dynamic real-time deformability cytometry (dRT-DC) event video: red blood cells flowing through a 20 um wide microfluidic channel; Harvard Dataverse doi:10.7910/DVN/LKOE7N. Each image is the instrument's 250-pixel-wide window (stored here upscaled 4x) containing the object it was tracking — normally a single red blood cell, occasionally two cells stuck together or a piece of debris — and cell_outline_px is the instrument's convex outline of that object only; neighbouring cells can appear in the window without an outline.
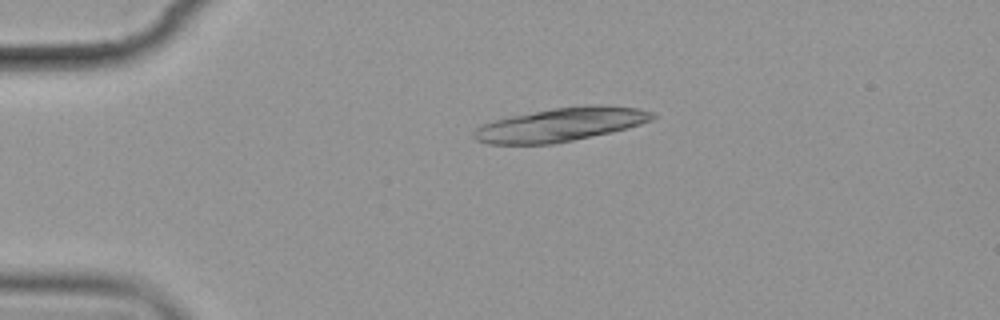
{"species": "common noctule bat (a hibernating species)", "species_latin": "Nyctalus noctula", "temperature_condition": "cold", "stored_images_in_passage": 9, "camera_frame_rate_fps": 3000, "um_per_image_px": 0.085, "animal": {"sex": "female", "body_mass_g": 19.9}, "frame": {"image": 1, "passage_image": 4, "time_ms": 3.667, "image_size_px": [1000, 320], "cell_outline_px": [[656, 116], [652, 120], [628, 128], [612, 132], [552, 144], [488, 144], [476, 140], [472, 136], [472, 132], [476, 128], [484, 124], [496, 120], [512, 116], [552, 108], [588, 104], [600, 104], [640, 108], [652, 112]], "centroid_in_image_um": [47.69, 10.58], "position_along_channel_um": 37.3, "area_um2": 34.97}}
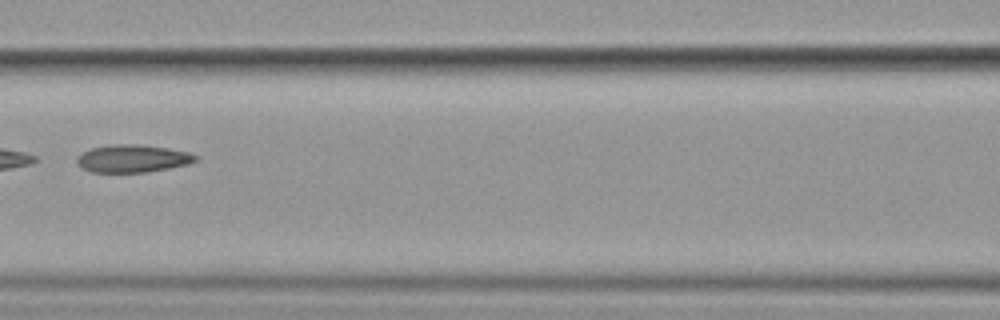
{"frame": {"image": 2, "passage_image": 8, "time_ms": 8.333, "image_size_px": [1000, 320], "cell_outline_px": [[200, 156], [196, 160], [188, 164], [168, 168], [144, 172], [92, 172], [80, 168], [76, 160], [76, 156], [92, 148], [112, 144], [140, 144], [168, 148], [188, 152]], "centroid_in_image_um": [11.26, 13.47], "position_along_channel_um": 155.3, "area_um2": 19.13}}
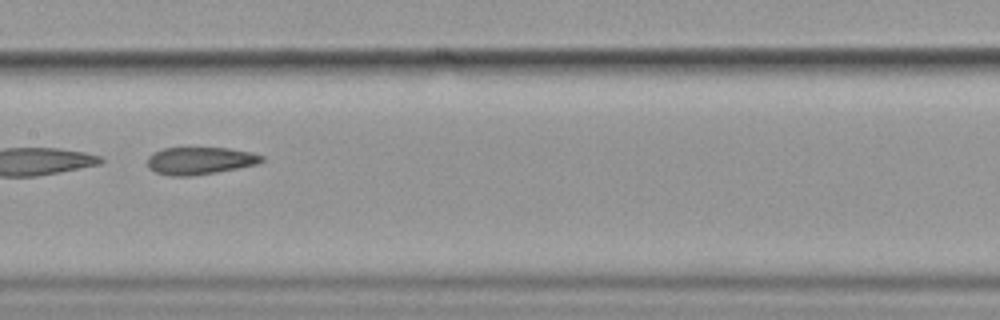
{"frame": {"image": 3, "passage_image": 9, "time_ms": 9.333, "image_size_px": [1000, 320], "cell_outline_px": [[264, 160], [256, 164], [216, 172], [192, 176], [172, 176], [156, 172], [148, 168], [148, 156], [152, 152], [164, 148], [228, 148], [252, 152], [264, 156]], "centroid_in_image_um": [16.98, 13.65], "position_along_channel_um": 190.4, "area_um2": 18.21}}